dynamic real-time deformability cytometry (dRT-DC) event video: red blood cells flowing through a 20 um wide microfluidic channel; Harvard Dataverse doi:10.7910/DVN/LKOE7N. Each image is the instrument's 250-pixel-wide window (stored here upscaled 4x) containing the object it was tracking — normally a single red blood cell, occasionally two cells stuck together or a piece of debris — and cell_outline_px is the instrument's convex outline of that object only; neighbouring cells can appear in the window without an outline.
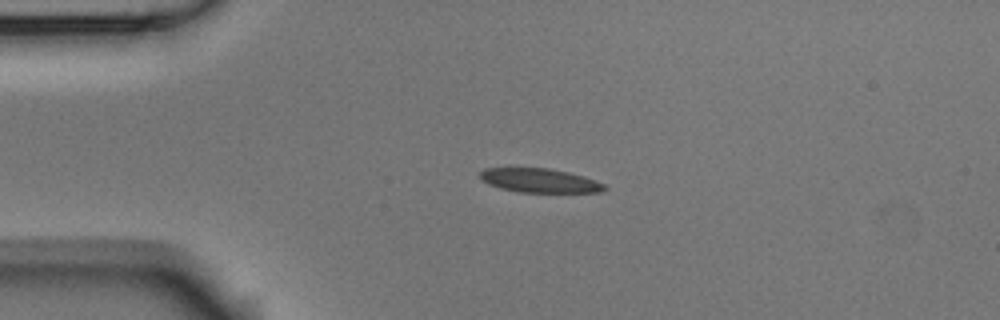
{"species": "Egyptian fruit bat (a non-hibernating species)", "species_latin": "Rousettus aegyptiacus", "temperature_condition": "room temperature", "stored_images_in_passage": 4, "camera_frame_rate_fps": 3000, "um_per_image_px": 0.085, "animal": {"sex": "male"}, "frame": {"image": 1, "passage_image": 3, "time_ms": 0.667, "image_size_px": [1000, 320], "cell_outline_px": [[608, 188], [600, 192], [520, 192], [500, 188], [488, 184], [480, 176], [480, 172], [484, 168], [548, 168], [568, 172], [584, 176], [604, 184]], "centroid_in_image_um": [45.88, 15.34], "position_along_channel_um": 39.1, "area_um2": 17.28}}